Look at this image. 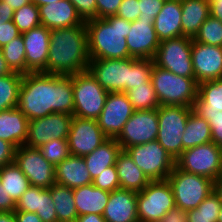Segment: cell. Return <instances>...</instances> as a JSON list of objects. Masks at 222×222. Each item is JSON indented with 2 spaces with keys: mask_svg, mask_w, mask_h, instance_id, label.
<instances>
[{
  "mask_svg": "<svg viewBox=\"0 0 222 222\" xmlns=\"http://www.w3.org/2000/svg\"><path fill=\"white\" fill-rule=\"evenodd\" d=\"M17 108L34 120L51 113L73 115L72 76L29 72L22 77Z\"/></svg>",
  "mask_w": 222,
  "mask_h": 222,
  "instance_id": "obj_1",
  "label": "cell"
},
{
  "mask_svg": "<svg viewBox=\"0 0 222 222\" xmlns=\"http://www.w3.org/2000/svg\"><path fill=\"white\" fill-rule=\"evenodd\" d=\"M89 62L85 21L81 25L51 30L46 74L72 76L88 70Z\"/></svg>",
  "mask_w": 222,
  "mask_h": 222,
  "instance_id": "obj_2",
  "label": "cell"
},
{
  "mask_svg": "<svg viewBox=\"0 0 222 222\" xmlns=\"http://www.w3.org/2000/svg\"><path fill=\"white\" fill-rule=\"evenodd\" d=\"M90 59H126L130 57L126 37L131 22L117 15L85 22Z\"/></svg>",
  "mask_w": 222,
  "mask_h": 222,
  "instance_id": "obj_3",
  "label": "cell"
},
{
  "mask_svg": "<svg viewBox=\"0 0 222 222\" xmlns=\"http://www.w3.org/2000/svg\"><path fill=\"white\" fill-rule=\"evenodd\" d=\"M151 81L160 105L193 107L198 97L195 78L178 76L154 64Z\"/></svg>",
  "mask_w": 222,
  "mask_h": 222,
  "instance_id": "obj_4",
  "label": "cell"
},
{
  "mask_svg": "<svg viewBox=\"0 0 222 222\" xmlns=\"http://www.w3.org/2000/svg\"><path fill=\"white\" fill-rule=\"evenodd\" d=\"M175 198L176 207L196 209L214 191V181L204 176L187 173L176 165L167 178Z\"/></svg>",
  "mask_w": 222,
  "mask_h": 222,
  "instance_id": "obj_5",
  "label": "cell"
},
{
  "mask_svg": "<svg viewBox=\"0 0 222 222\" xmlns=\"http://www.w3.org/2000/svg\"><path fill=\"white\" fill-rule=\"evenodd\" d=\"M72 85L74 95L73 116L97 120L104 108L108 92L88 70L72 75Z\"/></svg>",
  "mask_w": 222,
  "mask_h": 222,
  "instance_id": "obj_6",
  "label": "cell"
},
{
  "mask_svg": "<svg viewBox=\"0 0 222 222\" xmlns=\"http://www.w3.org/2000/svg\"><path fill=\"white\" fill-rule=\"evenodd\" d=\"M190 107L160 105L157 109L159 130L157 141L176 160L183 152L182 138Z\"/></svg>",
  "mask_w": 222,
  "mask_h": 222,
  "instance_id": "obj_7",
  "label": "cell"
},
{
  "mask_svg": "<svg viewBox=\"0 0 222 222\" xmlns=\"http://www.w3.org/2000/svg\"><path fill=\"white\" fill-rule=\"evenodd\" d=\"M175 207V198L167 179L150 181L142 191L137 193L139 222H159Z\"/></svg>",
  "mask_w": 222,
  "mask_h": 222,
  "instance_id": "obj_8",
  "label": "cell"
},
{
  "mask_svg": "<svg viewBox=\"0 0 222 222\" xmlns=\"http://www.w3.org/2000/svg\"><path fill=\"white\" fill-rule=\"evenodd\" d=\"M175 165L187 173L215 181L222 175V147L209 142L186 149L176 159Z\"/></svg>",
  "mask_w": 222,
  "mask_h": 222,
  "instance_id": "obj_9",
  "label": "cell"
},
{
  "mask_svg": "<svg viewBox=\"0 0 222 222\" xmlns=\"http://www.w3.org/2000/svg\"><path fill=\"white\" fill-rule=\"evenodd\" d=\"M126 152L150 181L165 180L173 171L175 161L157 140L130 146Z\"/></svg>",
  "mask_w": 222,
  "mask_h": 222,
  "instance_id": "obj_10",
  "label": "cell"
},
{
  "mask_svg": "<svg viewBox=\"0 0 222 222\" xmlns=\"http://www.w3.org/2000/svg\"><path fill=\"white\" fill-rule=\"evenodd\" d=\"M192 38L181 36L160 42L154 64L178 76L195 78L192 65Z\"/></svg>",
  "mask_w": 222,
  "mask_h": 222,
  "instance_id": "obj_11",
  "label": "cell"
},
{
  "mask_svg": "<svg viewBox=\"0 0 222 222\" xmlns=\"http://www.w3.org/2000/svg\"><path fill=\"white\" fill-rule=\"evenodd\" d=\"M14 163L28 178L31 186L49 189L55 180V166L49 163L39 148L22 145L15 150Z\"/></svg>",
  "mask_w": 222,
  "mask_h": 222,
  "instance_id": "obj_12",
  "label": "cell"
},
{
  "mask_svg": "<svg viewBox=\"0 0 222 222\" xmlns=\"http://www.w3.org/2000/svg\"><path fill=\"white\" fill-rule=\"evenodd\" d=\"M126 59H90L88 71L108 92H127L131 60Z\"/></svg>",
  "mask_w": 222,
  "mask_h": 222,
  "instance_id": "obj_13",
  "label": "cell"
},
{
  "mask_svg": "<svg viewBox=\"0 0 222 222\" xmlns=\"http://www.w3.org/2000/svg\"><path fill=\"white\" fill-rule=\"evenodd\" d=\"M159 130L157 109L134 111L115 138L122 150L155 141Z\"/></svg>",
  "mask_w": 222,
  "mask_h": 222,
  "instance_id": "obj_14",
  "label": "cell"
},
{
  "mask_svg": "<svg viewBox=\"0 0 222 222\" xmlns=\"http://www.w3.org/2000/svg\"><path fill=\"white\" fill-rule=\"evenodd\" d=\"M73 115L51 113L42 118L29 120L27 136L23 145L40 148L54 139H68Z\"/></svg>",
  "mask_w": 222,
  "mask_h": 222,
  "instance_id": "obj_15",
  "label": "cell"
},
{
  "mask_svg": "<svg viewBox=\"0 0 222 222\" xmlns=\"http://www.w3.org/2000/svg\"><path fill=\"white\" fill-rule=\"evenodd\" d=\"M107 139L108 137L102 132L97 120L73 116L68 135L71 155L84 157Z\"/></svg>",
  "mask_w": 222,
  "mask_h": 222,
  "instance_id": "obj_16",
  "label": "cell"
},
{
  "mask_svg": "<svg viewBox=\"0 0 222 222\" xmlns=\"http://www.w3.org/2000/svg\"><path fill=\"white\" fill-rule=\"evenodd\" d=\"M134 109L125 92H110L97 119L102 132L108 138H116Z\"/></svg>",
  "mask_w": 222,
  "mask_h": 222,
  "instance_id": "obj_17",
  "label": "cell"
},
{
  "mask_svg": "<svg viewBox=\"0 0 222 222\" xmlns=\"http://www.w3.org/2000/svg\"><path fill=\"white\" fill-rule=\"evenodd\" d=\"M192 65L198 84L222 79V47L192 40Z\"/></svg>",
  "mask_w": 222,
  "mask_h": 222,
  "instance_id": "obj_18",
  "label": "cell"
},
{
  "mask_svg": "<svg viewBox=\"0 0 222 222\" xmlns=\"http://www.w3.org/2000/svg\"><path fill=\"white\" fill-rule=\"evenodd\" d=\"M130 31L126 37L130 57L153 59L160 44L155 32L154 20L137 19L131 22Z\"/></svg>",
  "mask_w": 222,
  "mask_h": 222,
  "instance_id": "obj_19",
  "label": "cell"
},
{
  "mask_svg": "<svg viewBox=\"0 0 222 222\" xmlns=\"http://www.w3.org/2000/svg\"><path fill=\"white\" fill-rule=\"evenodd\" d=\"M25 45L26 74L46 72L51 30L43 25L21 33Z\"/></svg>",
  "mask_w": 222,
  "mask_h": 222,
  "instance_id": "obj_20",
  "label": "cell"
},
{
  "mask_svg": "<svg viewBox=\"0 0 222 222\" xmlns=\"http://www.w3.org/2000/svg\"><path fill=\"white\" fill-rule=\"evenodd\" d=\"M106 222H139L137 192L117 189L110 192L102 215Z\"/></svg>",
  "mask_w": 222,
  "mask_h": 222,
  "instance_id": "obj_21",
  "label": "cell"
},
{
  "mask_svg": "<svg viewBox=\"0 0 222 222\" xmlns=\"http://www.w3.org/2000/svg\"><path fill=\"white\" fill-rule=\"evenodd\" d=\"M41 25L49 30L81 25L84 21L69 0L39 6Z\"/></svg>",
  "mask_w": 222,
  "mask_h": 222,
  "instance_id": "obj_22",
  "label": "cell"
},
{
  "mask_svg": "<svg viewBox=\"0 0 222 222\" xmlns=\"http://www.w3.org/2000/svg\"><path fill=\"white\" fill-rule=\"evenodd\" d=\"M181 0L165 1L154 19V28L161 41L182 36Z\"/></svg>",
  "mask_w": 222,
  "mask_h": 222,
  "instance_id": "obj_23",
  "label": "cell"
},
{
  "mask_svg": "<svg viewBox=\"0 0 222 222\" xmlns=\"http://www.w3.org/2000/svg\"><path fill=\"white\" fill-rule=\"evenodd\" d=\"M55 180L72 189L92 183L90 172L83 157L70 155L55 166Z\"/></svg>",
  "mask_w": 222,
  "mask_h": 222,
  "instance_id": "obj_24",
  "label": "cell"
},
{
  "mask_svg": "<svg viewBox=\"0 0 222 222\" xmlns=\"http://www.w3.org/2000/svg\"><path fill=\"white\" fill-rule=\"evenodd\" d=\"M28 118L17 108L0 112V139L11 143L16 149L25 143Z\"/></svg>",
  "mask_w": 222,
  "mask_h": 222,
  "instance_id": "obj_25",
  "label": "cell"
},
{
  "mask_svg": "<svg viewBox=\"0 0 222 222\" xmlns=\"http://www.w3.org/2000/svg\"><path fill=\"white\" fill-rule=\"evenodd\" d=\"M110 192L95 187L92 183L73 189L78 216L85 214L103 215Z\"/></svg>",
  "mask_w": 222,
  "mask_h": 222,
  "instance_id": "obj_26",
  "label": "cell"
},
{
  "mask_svg": "<svg viewBox=\"0 0 222 222\" xmlns=\"http://www.w3.org/2000/svg\"><path fill=\"white\" fill-rule=\"evenodd\" d=\"M120 189L130 190L134 192L142 191L150 182L143 171L139 169L132 157L122 150L115 163Z\"/></svg>",
  "mask_w": 222,
  "mask_h": 222,
  "instance_id": "obj_27",
  "label": "cell"
},
{
  "mask_svg": "<svg viewBox=\"0 0 222 222\" xmlns=\"http://www.w3.org/2000/svg\"><path fill=\"white\" fill-rule=\"evenodd\" d=\"M121 151V145L117 140L115 138H108L93 152L85 155L83 158L92 180L103 173L109 166L115 165Z\"/></svg>",
  "mask_w": 222,
  "mask_h": 222,
  "instance_id": "obj_28",
  "label": "cell"
},
{
  "mask_svg": "<svg viewBox=\"0 0 222 222\" xmlns=\"http://www.w3.org/2000/svg\"><path fill=\"white\" fill-rule=\"evenodd\" d=\"M182 36L194 39L210 16L209 0H181Z\"/></svg>",
  "mask_w": 222,
  "mask_h": 222,
  "instance_id": "obj_29",
  "label": "cell"
},
{
  "mask_svg": "<svg viewBox=\"0 0 222 222\" xmlns=\"http://www.w3.org/2000/svg\"><path fill=\"white\" fill-rule=\"evenodd\" d=\"M192 109L195 113H221L222 79L198 84V97L195 99Z\"/></svg>",
  "mask_w": 222,
  "mask_h": 222,
  "instance_id": "obj_30",
  "label": "cell"
},
{
  "mask_svg": "<svg viewBox=\"0 0 222 222\" xmlns=\"http://www.w3.org/2000/svg\"><path fill=\"white\" fill-rule=\"evenodd\" d=\"M209 142H212V131L209 122L192 111L183 132V151Z\"/></svg>",
  "mask_w": 222,
  "mask_h": 222,
  "instance_id": "obj_31",
  "label": "cell"
},
{
  "mask_svg": "<svg viewBox=\"0 0 222 222\" xmlns=\"http://www.w3.org/2000/svg\"><path fill=\"white\" fill-rule=\"evenodd\" d=\"M49 190L54 201L57 222H76L78 213L75 207L73 189L55 183Z\"/></svg>",
  "mask_w": 222,
  "mask_h": 222,
  "instance_id": "obj_32",
  "label": "cell"
},
{
  "mask_svg": "<svg viewBox=\"0 0 222 222\" xmlns=\"http://www.w3.org/2000/svg\"><path fill=\"white\" fill-rule=\"evenodd\" d=\"M0 182L15 204L31 186L28 178L14 162L0 168Z\"/></svg>",
  "mask_w": 222,
  "mask_h": 222,
  "instance_id": "obj_33",
  "label": "cell"
},
{
  "mask_svg": "<svg viewBox=\"0 0 222 222\" xmlns=\"http://www.w3.org/2000/svg\"><path fill=\"white\" fill-rule=\"evenodd\" d=\"M22 77L17 72L0 76V112L17 107Z\"/></svg>",
  "mask_w": 222,
  "mask_h": 222,
  "instance_id": "obj_34",
  "label": "cell"
},
{
  "mask_svg": "<svg viewBox=\"0 0 222 222\" xmlns=\"http://www.w3.org/2000/svg\"><path fill=\"white\" fill-rule=\"evenodd\" d=\"M4 59L12 72L22 75L26 74L25 45L22 34L12 39L8 44L1 48Z\"/></svg>",
  "mask_w": 222,
  "mask_h": 222,
  "instance_id": "obj_35",
  "label": "cell"
},
{
  "mask_svg": "<svg viewBox=\"0 0 222 222\" xmlns=\"http://www.w3.org/2000/svg\"><path fill=\"white\" fill-rule=\"evenodd\" d=\"M221 208L218 195L212 191L196 209L188 210V222H217Z\"/></svg>",
  "mask_w": 222,
  "mask_h": 222,
  "instance_id": "obj_36",
  "label": "cell"
},
{
  "mask_svg": "<svg viewBox=\"0 0 222 222\" xmlns=\"http://www.w3.org/2000/svg\"><path fill=\"white\" fill-rule=\"evenodd\" d=\"M126 93L134 111L158 109L160 106L152 83L134 86Z\"/></svg>",
  "mask_w": 222,
  "mask_h": 222,
  "instance_id": "obj_37",
  "label": "cell"
},
{
  "mask_svg": "<svg viewBox=\"0 0 222 222\" xmlns=\"http://www.w3.org/2000/svg\"><path fill=\"white\" fill-rule=\"evenodd\" d=\"M13 23L23 33L41 25L39 7L29 3L14 11Z\"/></svg>",
  "mask_w": 222,
  "mask_h": 222,
  "instance_id": "obj_38",
  "label": "cell"
},
{
  "mask_svg": "<svg viewBox=\"0 0 222 222\" xmlns=\"http://www.w3.org/2000/svg\"><path fill=\"white\" fill-rule=\"evenodd\" d=\"M194 40L199 43L222 47V22L209 16L202 23Z\"/></svg>",
  "mask_w": 222,
  "mask_h": 222,
  "instance_id": "obj_39",
  "label": "cell"
},
{
  "mask_svg": "<svg viewBox=\"0 0 222 222\" xmlns=\"http://www.w3.org/2000/svg\"><path fill=\"white\" fill-rule=\"evenodd\" d=\"M154 66L153 59H136L131 60V71L129 77V90L134 86L150 85L151 73Z\"/></svg>",
  "mask_w": 222,
  "mask_h": 222,
  "instance_id": "obj_40",
  "label": "cell"
},
{
  "mask_svg": "<svg viewBox=\"0 0 222 222\" xmlns=\"http://www.w3.org/2000/svg\"><path fill=\"white\" fill-rule=\"evenodd\" d=\"M39 149L43 157L54 166L61 163L71 155L68 139L51 140L43 144Z\"/></svg>",
  "mask_w": 222,
  "mask_h": 222,
  "instance_id": "obj_41",
  "label": "cell"
},
{
  "mask_svg": "<svg viewBox=\"0 0 222 222\" xmlns=\"http://www.w3.org/2000/svg\"><path fill=\"white\" fill-rule=\"evenodd\" d=\"M36 214L42 222H57L54 201L52 200L51 191L49 189L40 188V197Z\"/></svg>",
  "mask_w": 222,
  "mask_h": 222,
  "instance_id": "obj_42",
  "label": "cell"
},
{
  "mask_svg": "<svg viewBox=\"0 0 222 222\" xmlns=\"http://www.w3.org/2000/svg\"><path fill=\"white\" fill-rule=\"evenodd\" d=\"M92 184L101 190L112 192L120 189V182L117 175L116 166H109L98 177L93 179Z\"/></svg>",
  "mask_w": 222,
  "mask_h": 222,
  "instance_id": "obj_43",
  "label": "cell"
},
{
  "mask_svg": "<svg viewBox=\"0 0 222 222\" xmlns=\"http://www.w3.org/2000/svg\"><path fill=\"white\" fill-rule=\"evenodd\" d=\"M40 197V187L30 186L16 203L14 211H25L36 213Z\"/></svg>",
  "mask_w": 222,
  "mask_h": 222,
  "instance_id": "obj_44",
  "label": "cell"
},
{
  "mask_svg": "<svg viewBox=\"0 0 222 222\" xmlns=\"http://www.w3.org/2000/svg\"><path fill=\"white\" fill-rule=\"evenodd\" d=\"M209 122L212 131V142L222 147V111L221 113H196Z\"/></svg>",
  "mask_w": 222,
  "mask_h": 222,
  "instance_id": "obj_45",
  "label": "cell"
},
{
  "mask_svg": "<svg viewBox=\"0 0 222 222\" xmlns=\"http://www.w3.org/2000/svg\"><path fill=\"white\" fill-rule=\"evenodd\" d=\"M138 1L122 0L116 15L130 22L137 20L141 14Z\"/></svg>",
  "mask_w": 222,
  "mask_h": 222,
  "instance_id": "obj_46",
  "label": "cell"
},
{
  "mask_svg": "<svg viewBox=\"0 0 222 222\" xmlns=\"http://www.w3.org/2000/svg\"><path fill=\"white\" fill-rule=\"evenodd\" d=\"M83 21L96 18V0H69Z\"/></svg>",
  "mask_w": 222,
  "mask_h": 222,
  "instance_id": "obj_47",
  "label": "cell"
},
{
  "mask_svg": "<svg viewBox=\"0 0 222 222\" xmlns=\"http://www.w3.org/2000/svg\"><path fill=\"white\" fill-rule=\"evenodd\" d=\"M138 3L141 12L138 19L154 20L164 2L162 0H139Z\"/></svg>",
  "mask_w": 222,
  "mask_h": 222,
  "instance_id": "obj_48",
  "label": "cell"
},
{
  "mask_svg": "<svg viewBox=\"0 0 222 222\" xmlns=\"http://www.w3.org/2000/svg\"><path fill=\"white\" fill-rule=\"evenodd\" d=\"M96 18L116 15L122 0H96Z\"/></svg>",
  "mask_w": 222,
  "mask_h": 222,
  "instance_id": "obj_49",
  "label": "cell"
},
{
  "mask_svg": "<svg viewBox=\"0 0 222 222\" xmlns=\"http://www.w3.org/2000/svg\"><path fill=\"white\" fill-rule=\"evenodd\" d=\"M21 35L16 25L12 21L0 23V48L8 44L12 39Z\"/></svg>",
  "mask_w": 222,
  "mask_h": 222,
  "instance_id": "obj_50",
  "label": "cell"
},
{
  "mask_svg": "<svg viewBox=\"0 0 222 222\" xmlns=\"http://www.w3.org/2000/svg\"><path fill=\"white\" fill-rule=\"evenodd\" d=\"M15 150L11 143L0 139V168L14 162Z\"/></svg>",
  "mask_w": 222,
  "mask_h": 222,
  "instance_id": "obj_51",
  "label": "cell"
},
{
  "mask_svg": "<svg viewBox=\"0 0 222 222\" xmlns=\"http://www.w3.org/2000/svg\"><path fill=\"white\" fill-rule=\"evenodd\" d=\"M188 211L175 207L168 211L159 222H188Z\"/></svg>",
  "mask_w": 222,
  "mask_h": 222,
  "instance_id": "obj_52",
  "label": "cell"
},
{
  "mask_svg": "<svg viewBox=\"0 0 222 222\" xmlns=\"http://www.w3.org/2000/svg\"><path fill=\"white\" fill-rule=\"evenodd\" d=\"M16 208V204L2 187L0 182V212H11Z\"/></svg>",
  "mask_w": 222,
  "mask_h": 222,
  "instance_id": "obj_53",
  "label": "cell"
},
{
  "mask_svg": "<svg viewBox=\"0 0 222 222\" xmlns=\"http://www.w3.org/2000/svg\"><path fill=\"white\" fill-rule=\"evenodd\" d=\"M16 222H42L36 213L14 211Z\"/></svg>",
  "mask_w": 222,
  "mask_h": 222,
  "instance_id": "obj_54",
  "label": "cell"
},
{
  "mask_svg": "<svg viewBox=\"0 0 222 222\" xmlns=\"http://www.w3.org/2000/svg\"><path fill=\"white\" fill-rule=\"evenodd\" d=\"M14 11L3 0H0V23L13 20Z\"/></svg>",
  "mask_w": 222,
  "mask_h": 222,
  "instance_id": "obj_55",
  "label": "cell"
},
{
  "mask_svg": "<svg viewBox=\"0 0 222 222\" xmlns=\"http://www.w3.org/2000/svg\"><path fill=\"white\" fill-rule=\"evenodd\" d=\"M76 222H106L102 215L85 214L77 217Z\"/></svg>",
  "mask_w": 222,
  "mask_h": 222,
  "instance_id": "obj_56",
  "label": "cell"
},
{
  "mask_svg": "<svg viewBox=\"0 0 222 222\" xmlns=\"http://www.w3.org/2000/svg\"><path fill=\"white\" fill-rule=\"evenodd\" d=\"M210 16L222 22V3H209Z\"/></svg>",
  "mask_w": 222,
  "mask_h": 222,
  "instance_id": "obj_57",
  "label": "cell"
},
{
  "mask_svg": "<svg viewBox=\"0 0 222 222\" xmlns=\"http://www.w3.org/2000/svg\"><path fill=\"white\" fill-rule=\"evenodd\" d=\"M7 5H9L13 11L20 9L26 4L31 3L30 0H3Z\"/></svg>",
  "mask_w": 222,
  "mask_h": 222,
  "instance_id": "obj_58",
  "label": "cell"
},
{
  "mask_svg": "<svg viewBox=\"0 0 222 222\" xmlns=\"http://www.w3.org/2000/svg\"><path fill=\"white\" fill-rule=\"evenodd\" d=\"M11 73H12V71L8 67L7 62L4 59L2 49L0 48V76H6Z\"/></svg>",
  "mask_w": 222,
  "mask_h": 222,
  "instance_id": "obj_59",
  "label": "cell"
},
{
  "mask_svg": "<svg viewBox=\"0 0 222 222\" xmlns=\"http://www.w3.org/2000/svg\"><path fill=\"white\" fill-rule=\"evenodd\" d=\"M214 192L218 195L222 203V175L214 181Z\"/></svg>",
  "mask_w": 222,
  "mask_h": 222,
  "instance_id": "obj_60",
  "label": "cell"
},
{
  "mask_svg": "<svg viewBox=\"0 0 222 222\" xmlns=\"http://www.w3.org/2000/svg\"><path fill=\"white\" fill-rule=\"evenodd\" d=\"M0 222H16L14 211L0 212Z\"/></svg>",
  "mask_w": 222,
  "mask_h": 222,
  "instance_id": "obj_61",
  "label": "cell"
},
{
  "mask_svg": "<svg viewBox=\"0 0 222 222\" xmlns=\"http://www.w3.org/2000/svg\"><path fill=\"white\" fill-rule=\"evenodd\" d=\"M30 1L39 7L42 5L58 2L59 0H30Z\"/></svg>",
  "mask_w": 222,
  "mask_h": 222,
  "instance_id": "obj_62",
  "label": "cell"
},
{
  "mask_svg": "<svg viewBox=\"0 0 222 222\" xmlns=\"http://www.w3.org/2000/svg\"><path fill=\"white\" fill-rule=\"evenodd\" d=\"M217 222H222V208L220 209L219 216Z\"/></svg>",
  "mask_w": 222,
  "mask_h": 222,
  "instance_id": "obj_63",
  "label": "cell"
},
{
  "mask_svg": "<svg viewBox=\"0 0 222 222\" xmlns=\"http://www.w3.org/2000/svg\"><path fill=\"white\" fill-rule=\"evenodd\" d=\"M209 3H222V0H209Z\"/></svg>",
  "mask_w": 222,
  "mask_h": 222,
  "instance_id": "obj_64",
  "label": "cell"
}]
</instances>
